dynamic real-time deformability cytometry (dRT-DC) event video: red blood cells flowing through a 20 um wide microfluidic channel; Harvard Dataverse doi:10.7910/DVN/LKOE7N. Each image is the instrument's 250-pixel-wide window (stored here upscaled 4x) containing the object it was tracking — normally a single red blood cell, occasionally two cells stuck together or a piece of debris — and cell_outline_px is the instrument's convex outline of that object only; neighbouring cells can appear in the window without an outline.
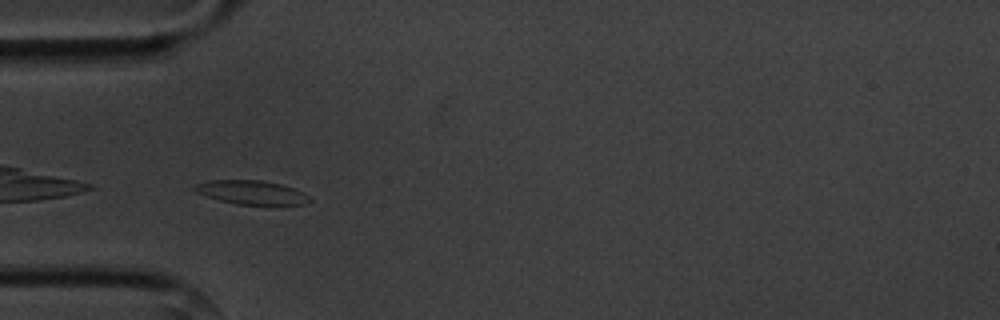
{"species": "common noctule bat (a hibernating species)", "species_latin": "Nyctalus noctula", "temperature_condition": "cold", "stored_images_in_passage": 10, "camera_frame_rate_fps": 3000, "um_per_image_px": 0.085, "animal": {"sex": "male", "body_mass_g": 20.1, "forearm_length_mm": 53.5}, "frame": {"image": 1, "passage_image": 3, "time_ms": 2.333, "image_size_px": [1000, 320], "cell_outline_px": [[312, 200], [304, 204], [268, 208], [236, 204], [220, 200], [196, 192], [192, 188], [196, 184], [208, 180], [260, 180], [280, 184], [304, 192]], "centroid_in_image_um": [21.45, 16.41], "position_along_channel_um": 63.5, "area_um2": 16.7}}
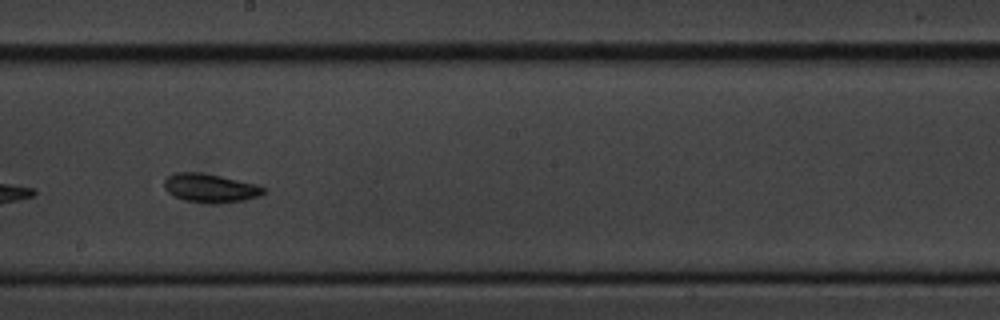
{"frame": {"image": 2, "passage_image": 7, "time_ms": 7.0, "image_size_px": [1000, 320], "cell_outline_px": [[264, 192], [260, 196], [244, 200], [216, 204], [208, 204], [184, 200], [168, 192], [164, 188], [164, 180], [168, 176], [176, 172], [200, 172], [220, 176], [256, 184], [264, 188]], "centroid_in_image_um": [17.85, 15.99], "position_along_channel_um": 230.3, "area_um2": 16.59}}
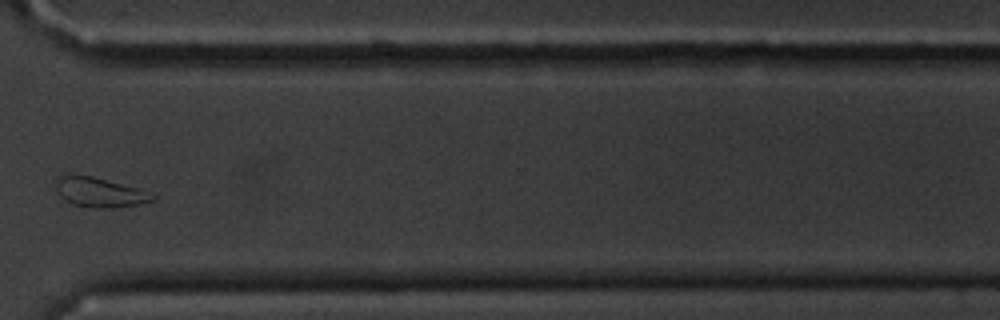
{"frame": {"image": 3, "passage_image": 10, "time_ms": 10.667, "image_size_px": [1000, 320], "cell_outline_px": [[156, 196], [152, 200], [140, 204], [112, 208], [96, 208], [72, 204], [64, 200], [60, 196], [52, 180], [56, 176], [92, 176], [140, 188]], "centroid_in_image_um": [8.44, 16.35], "position_along_channel_um": 362.2, "area_um2": 16.7}}